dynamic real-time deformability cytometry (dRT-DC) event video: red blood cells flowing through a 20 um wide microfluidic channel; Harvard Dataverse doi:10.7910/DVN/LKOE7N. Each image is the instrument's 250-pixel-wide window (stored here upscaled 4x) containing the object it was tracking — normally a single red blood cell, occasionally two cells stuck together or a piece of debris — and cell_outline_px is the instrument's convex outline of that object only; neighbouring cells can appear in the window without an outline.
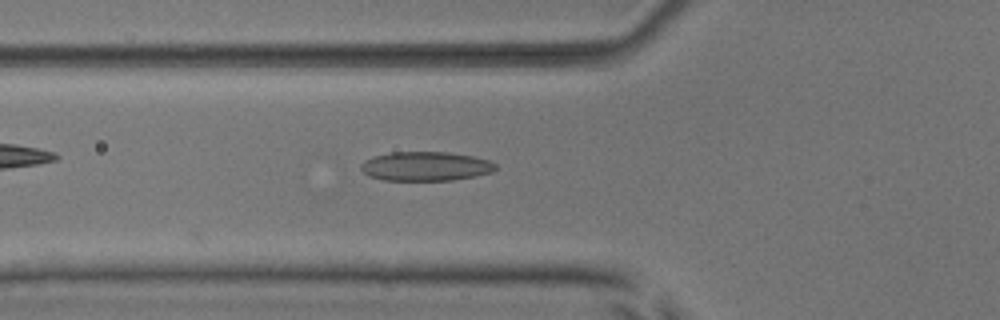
{"species": "common noctule bat (a hibernating species)", "species_latin": "Nyctalus noctula", "temperature_condition": "room temperature", "stored_images_in_passage": 6, "camera_frame_rate_fps": 3000, "um_per_image_px": 0.085, "animal": {"sex": "male", "body_mass_g": 17.9, "forearm_length_mm": 54.2}, "frame": {"image": 1, "passage_image": 6, "time_ms": 6.0, "image_size_px": [1000, 320], "cell_outline_px": [[496, 168], [492, 172], [476, 176], [452, 180], [384, 180], [368, 176], [360, 168], [360, 164], [364, 160], [372, 156], [392, 152], [448, 152], [472, 156], [488, 160], [496, 164]], "centroid_in_image_um": [36.15, 14.13], "position_along_channel_um": 89.6, "area_um2": 22.95}}